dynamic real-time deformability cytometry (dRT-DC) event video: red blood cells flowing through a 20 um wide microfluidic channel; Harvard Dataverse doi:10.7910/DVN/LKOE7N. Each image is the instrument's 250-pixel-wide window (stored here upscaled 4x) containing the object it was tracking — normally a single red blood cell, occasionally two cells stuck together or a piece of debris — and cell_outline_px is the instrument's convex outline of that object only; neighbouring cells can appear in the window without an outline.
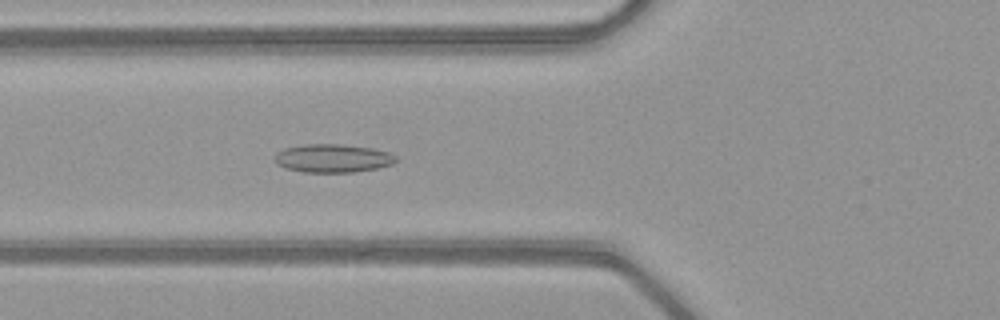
{"species": "common noctule bat (a hibernating species)", "species_latin": "Nyctalus noctula", "temperature_condition": "warm", "stored_images_in_passage": 51, "camera_frame_rate_fps": 3000, "um_per_image_px": 0.085, "animal": {"sex": "female", "body_mass_g": 21.9}, "frame": {"image": 1, "passage_image": 20, "time_ms": 6.333, "image_size_px": [1000, 320], "cell_outline_px": [[396, 160], [392, 164], [376, 168], [352, 172], [304, 172], [284, 168], [276, 164], [276, 152], [284, 148], [304, 144], [340, 144], [372, 148], [388, 152], [396, 156]], "centroid_in_image_um": [28.25, 13.45], "position_along_channel_um": 97.5, "area_um2": 19.94}}
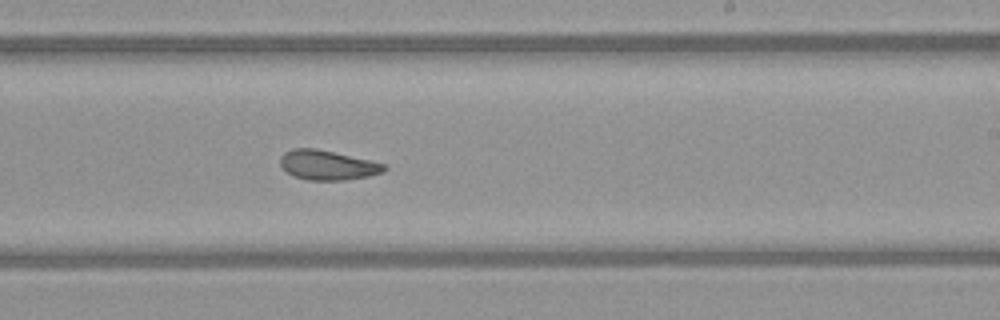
{"frame": {"image": 2, "passage_image": 32, "time_ms": 10.333, "image_size_px": [1000, 320], "cell_outline_px": [[388, 168], [384, 172], [368, 176], [344, 180], [308, 180], [292, 176], [280, 164], [280, 156], [284, 152], [292, 148], [316, 148], [368, 160], [384, 164]], "centroid_in_image_um": [27.81, 14.03], "position_along_channel_um": 261.2, "area_um2": 17.86}}
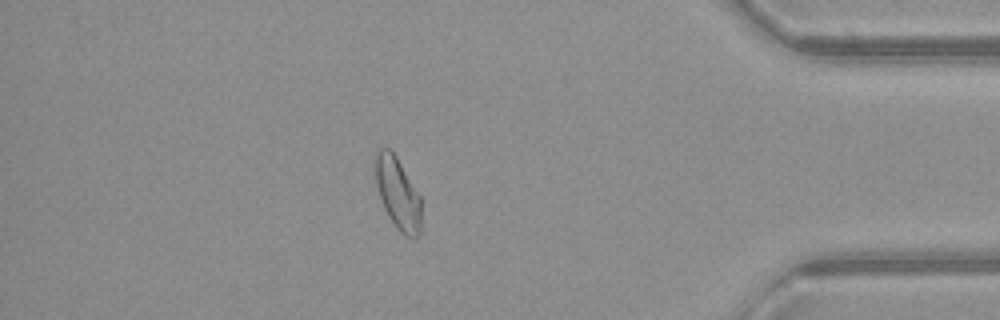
{"frame": {"image": 3, "passage_image": 45, "time_ms": 14.667, "image_size_px": [1000, 320], "cell_outline_px": [[420, 236], [416, 240], [412, 240], [404, 236], [396, 228], [388, 216], [384, 208], [376, 184], [372, 160], [376, 152], [380, 148], [388, 148], [396, 156], [420, 196]], "centroid_in_image_um": [33.78, 16.46], "position_along_channel_um": 401.4, "area_um2": 19.54}, "authors_computed_cell_mechanics": {"area_um2": 19.8832, "velocity_mm_per_s": 4.078, "shape_relaxation_time_tau1_ms": null, "shape_relaxation_time_tau2_ms": 2.6676, "deformation_change_tau1": null, "deformation_change_tau2": 0.0829}}